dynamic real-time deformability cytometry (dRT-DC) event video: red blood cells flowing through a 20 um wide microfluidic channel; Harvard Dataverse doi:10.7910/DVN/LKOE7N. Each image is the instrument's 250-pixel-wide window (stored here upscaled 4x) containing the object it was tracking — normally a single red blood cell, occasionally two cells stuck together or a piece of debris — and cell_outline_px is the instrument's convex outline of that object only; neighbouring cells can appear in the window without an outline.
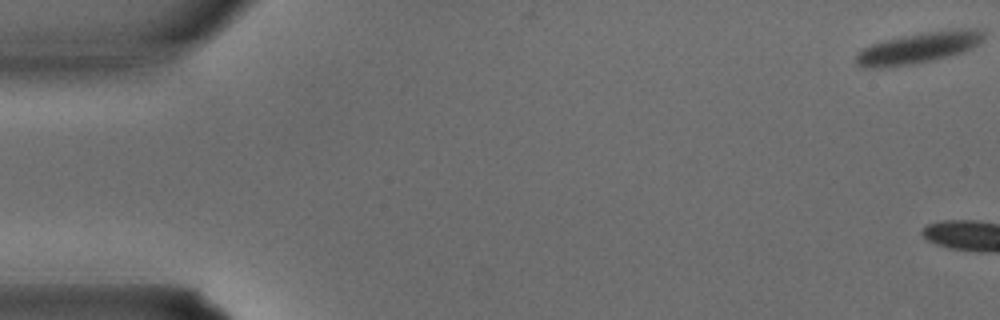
{"species": "common noctule bat (a hibernating species)", "species_latin": "Nyctalus noctula", "temperature_condition": "warm", "stored_images_in_passage": 4, "camera_frame_rate_fps": 3000, "um_per_image_px": 0.085, "animal": {"sex": "male", "body_mass_g": 15.6}, "frame": {"image": 1, "passage_image": 1, "time_ms": 0.0, "image_size_px": [1000, 320], "cell_outline_px": [[984, 40], [972, 48], [964, 52], [932, 60], [912, 64], [888, 68], [860, 68], [856, 64], [856, 56], [864, 48], [872, 44], [904, 36], [924, 32], [960, 28], [980, 28], [984, 32]], "centroid_in_image_um": [78.12, 4.07], "position_along_channel_um": 6.9, "area_um2": 23.18}}